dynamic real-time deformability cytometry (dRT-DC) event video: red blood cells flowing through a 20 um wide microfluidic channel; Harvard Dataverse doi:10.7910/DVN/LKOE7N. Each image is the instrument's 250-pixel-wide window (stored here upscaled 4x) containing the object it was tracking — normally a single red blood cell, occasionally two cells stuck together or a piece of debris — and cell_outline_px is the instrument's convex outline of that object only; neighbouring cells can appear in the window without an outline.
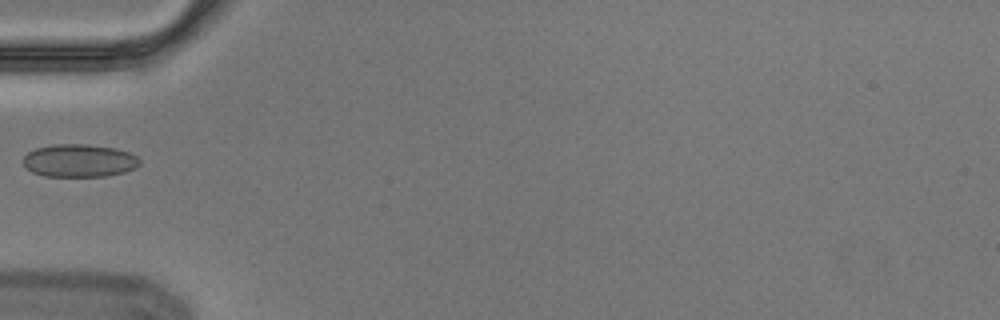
{"species": "Egyptian fruit bat (a non-hibernating species)", "species_latin": "Rousettus aegyptiacus", "temperature_condition": "cold", "stored_images_in_passage": 2, "camera_frame_rate_fps": 3000, "um_per_image_px": 0.085, "animal": {"sex": "male"}, "frame": {"image": 1, "passage_image": 2, "time_ms": 0.333, "image_size_px": [1000, 320], "cell_outline_px": [[140, 164], [136, 168], [124, 172], [108, 176], [44, 176], [32, 172], [24, 164], [24, 156], [28, 152], [36, 148], [52, 144], [88, 144], [116, 148], [128, 152], [136, 156], [140, 160]], "centroid_in_image_um": [6.76, 13.65], "position_along_channel_um": 78.2, "area_um2": 22.37}}